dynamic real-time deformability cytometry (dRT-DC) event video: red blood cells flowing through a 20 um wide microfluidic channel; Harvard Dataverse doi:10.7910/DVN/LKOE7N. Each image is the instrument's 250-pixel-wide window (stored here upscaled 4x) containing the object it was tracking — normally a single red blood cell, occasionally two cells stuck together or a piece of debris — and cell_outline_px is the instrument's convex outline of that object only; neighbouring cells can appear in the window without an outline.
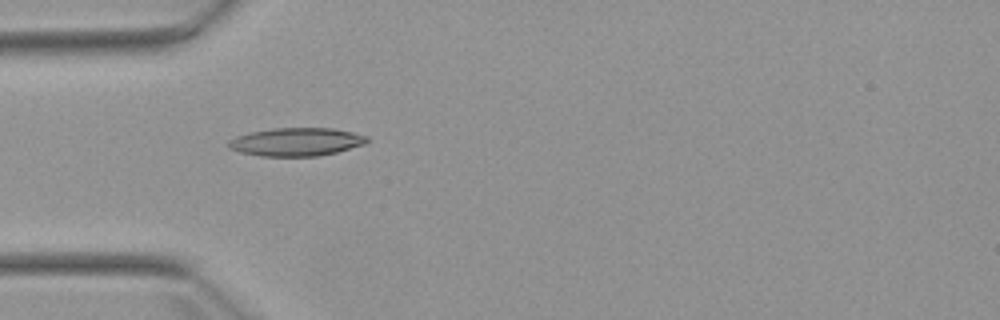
{"species": "Egyptian fruit bat (a non-hibernating species)", "species_latin": "Rousettus aegyptiacus", "temperature_condition": "warm", "stored_images_in_passage": 3, "camera_frame_rate_fps": 3000, "um_per_image_px": 0.085, "animal": {"sex": "female"}, "frame": {"image": 1, "passage_image": 1, "time_ms": 0.0, "image_size_px": [1000, 320], "cell_outline_px": [[368, 140], [364, 144], [336, 152], [320, 156], [260, 156], [240, 152], [228, 148], [228, 140], [236, 136], [248, 132], [272, 128], [332, 128], [352, 132], [368, 136]], "centroid_in_image_um": [25.15, 12.05], "position_along_channel_um": 59.9, "area_um2": 22.83}}
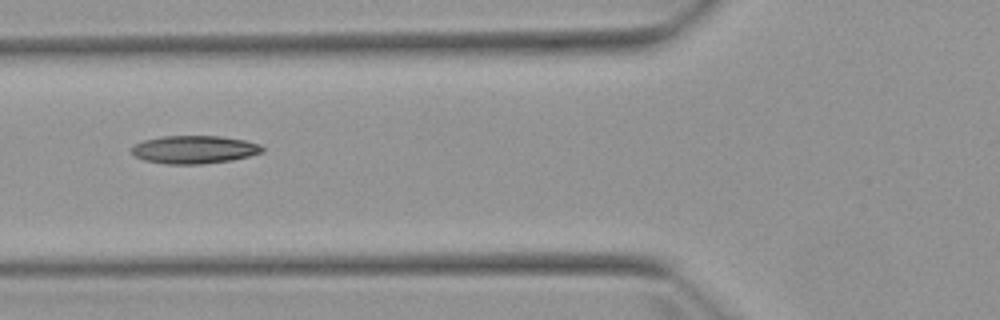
{"frame": {"image": 2, "passage_image": 2, "time_ms": 1.333, "image_size_px": [1000, 320], "cell_outline_px": [[264, 152], [232, 160], [200, 164], [164, 164], [144, 160], [136, 156], [132, 152], [132, 144], [144, 140], [160, 136], [220, 136], [244, 140], [260, 144], [264, 148]], "centroid_in_image_um": [16.5, 12.71], "position_along_channel_um": 109.3, "area_um2": 21.39}}
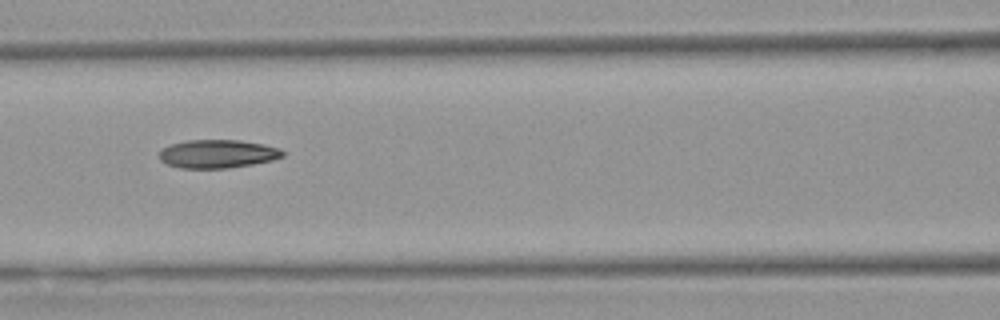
{"frame": {"image": 3, "passage_image": 3, "time_ms": 2.333, "image_size_px": [1000, 320], "cell_outline_px": [[284, 156], [272, 160], [252, 164], [228, 168], [180, 168], [168, 164], [160, 160], [160, 148], [172, 144], [188, 140], [240, 140], [264, 144], [280, 148], [284, 152]], "centroid_in_image_um": [18.5, 13.07], "position_along_channel_um": 148.1, "area_um2": 20.4}}